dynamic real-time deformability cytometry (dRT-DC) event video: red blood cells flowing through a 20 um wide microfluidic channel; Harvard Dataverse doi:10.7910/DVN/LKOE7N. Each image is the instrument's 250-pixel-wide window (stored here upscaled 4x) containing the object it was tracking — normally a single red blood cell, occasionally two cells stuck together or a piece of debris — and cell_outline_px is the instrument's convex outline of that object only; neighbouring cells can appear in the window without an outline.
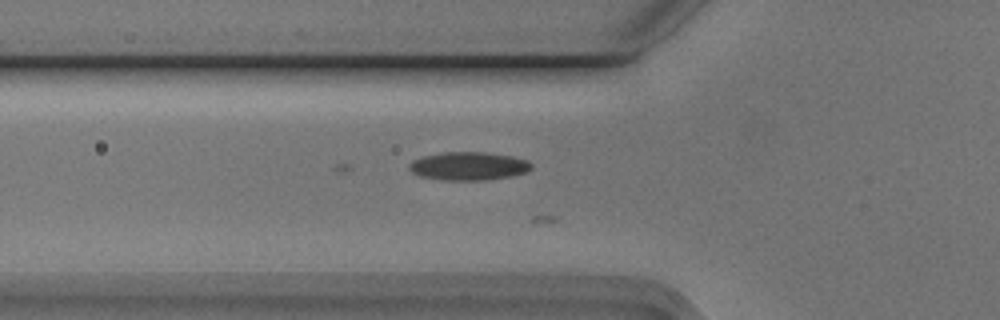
{"species": "Egyptian fruit bat (a non-hibernating species)", "species_latin": "Rousettus aegyptiacus", "temperature_condition": "cold", "stored_images_in_passage": 18, "camera_frame_rate_fps": 3000, "um_per_image_px": 0.085, "animal": {"sex": "male"}, "frame": {"image": 1, "passage_image": 9, "time_ms": 2.667, "image_size_px": [1000, 320], "cell_outline_px": [[532, 168], [528, 172], [512, 176], [488, 180], [444, 180], [420, 176], [412, 172], [408, 168], [408, 164], [412, 160], [424, 156], [444, 152], [484, 152], [512, 156], [528, 160], [532, 164]], "centroid_in_image_um": [39.85, 14.12], "position_along_channel_um": 85.9, "area_um2": 20.29}}
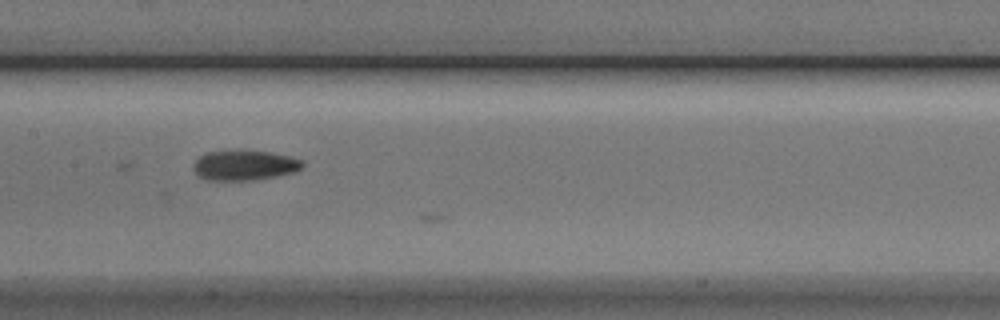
{"frame": {"image": 2, "passage_image": 17, "time_ms": 5.333, "image_size_px": [1000, 320], "cell_outline_px": [[304, 164], [300, 168], [292, 172], [276, 176], [252, 180], [204, 180], [192, 168], [192, 164], [200, 156], [208, 152], [236, 148], [244, 148], [272, 152], [304, 160]], "centroid_in_image_um": [20.75, 14.0], "position_along_channel_um": 186.6, "area_um2": 19.65}}